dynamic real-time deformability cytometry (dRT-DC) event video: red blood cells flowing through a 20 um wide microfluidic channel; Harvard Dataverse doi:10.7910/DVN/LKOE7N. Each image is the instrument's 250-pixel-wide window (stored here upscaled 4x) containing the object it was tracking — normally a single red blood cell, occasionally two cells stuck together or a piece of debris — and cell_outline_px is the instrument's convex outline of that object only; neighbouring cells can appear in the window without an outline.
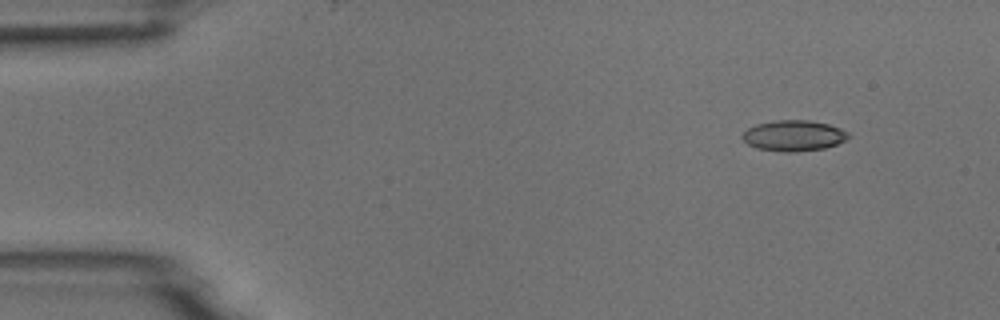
{"species": "common noctule bat (a hibernating species)", "species_latin": "Nyctalus noctula", "temperature_condition": "room temperature", "stored_images_in_passage": 2, "camera_frame_rate_fps": 3000, "um_per_image_px": 0.085, "animal": {"sex": "male", "body_mass_g": 18.8}, "frame": {"image": 1, "passage_image": 1, "time_ms": 0.0, "image_size_px": [1000, 320], "cell_outline_px": [[852, 136], [836, 144], [824, 148], [796, 152], [784, 152], [756, 148], [748, 144], [740, 136], [748, 128], [756, 124], [776, 120], [808, 120], [828, 124], [840, 128], [848, 132]], "centroid_in_image_um": [67.46, 11.53], "position_along_channel_um": 17.5, "area_um2": 19.02}}